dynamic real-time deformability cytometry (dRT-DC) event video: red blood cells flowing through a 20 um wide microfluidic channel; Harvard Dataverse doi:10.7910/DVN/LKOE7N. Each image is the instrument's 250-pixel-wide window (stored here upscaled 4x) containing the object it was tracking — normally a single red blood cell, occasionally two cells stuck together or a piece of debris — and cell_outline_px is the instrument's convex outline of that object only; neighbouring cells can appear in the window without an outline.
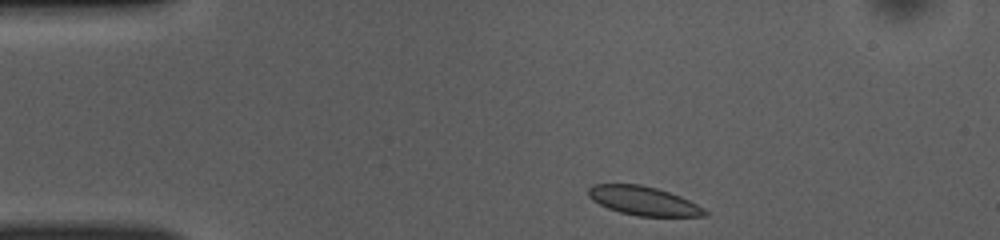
{"species": "common noctule bat (a hibernating species)", "species_latin": "Nyctalus noctula", "temperature_condition": "room temperature", "stored_images_in_passage": 43, "camera_frame_rate_fps": 3000, "um_per_image_px": 0.085, "animal": {"sex": "female", "body_mass_g": 10.0, "forearm_length_mm": 53.1}, "frame": {"image": 1, "passage_image": 1, "time_ms": 0.0, "image_size_px": [1000, 240], "cell_outline_px": [[708, 216], [636, 216], [620, 212], [608, 208], [592, 200], [588, 196], [588, 188], [592, 184], [640, 184], [656, 188], [680, 196], [704, 208], [708, 212]], "centroid_in_image_um": [54.68, 17.07], "position_along_channel_um": 30.3, "area_um2": 19.54}}
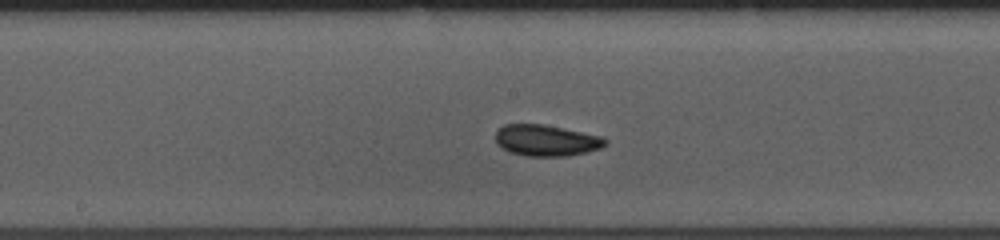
{"frame": {"image": 2, "passage_image": 18, "time_ms": 5.667, "image_size_px": [1000, 240], "cell_outline_px": [[608, 144], [600, 148], [588, 152], [568, 156], [524, 156], [508, 152], [496, 144], [496, 132], [504, 124], [544, 124], [604, 136], [608, 140]], "centroid_in_image_um": [46.46, 11.94], "position_along_channel_um": 201.7, "area_um2": 20.35}}
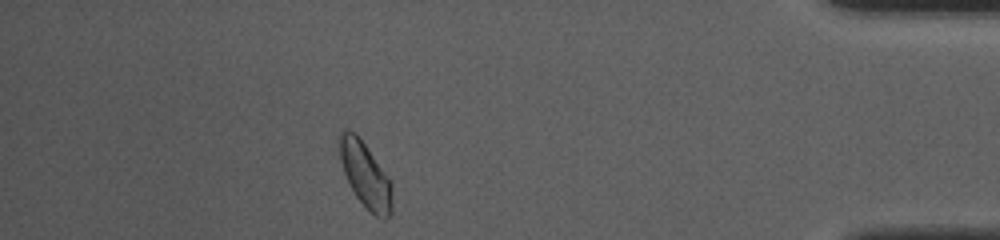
{"frame": {"image": 3, "passage_image": 37, "time_ms": 12.0, "image_size_px": [1000, 240], "cell_outline_px": [[392, 212], [384, 220], [380, 220], [356, 196], [344, 172], [336, 148], [336, 140], [340, 128], [344, 128], [356, 132], [388, 176], [392, 184]], "centroid_in_image_um": [31.01, 14.77], "position_along_channel_um": 404.2, "area_um2": 20.46}, "authors_computed_cell_mechanics": {"area_um2": 19.7676, "velocity_mm_per_s": 3.9032, "shape_relaxation_time_tau1_ms": 2.1191, "shape_relaxation_time_tau2_ms": 0.8002, "deformation_change_tau1": 0.0696, "deformation_change_tau2": 0.0378}}